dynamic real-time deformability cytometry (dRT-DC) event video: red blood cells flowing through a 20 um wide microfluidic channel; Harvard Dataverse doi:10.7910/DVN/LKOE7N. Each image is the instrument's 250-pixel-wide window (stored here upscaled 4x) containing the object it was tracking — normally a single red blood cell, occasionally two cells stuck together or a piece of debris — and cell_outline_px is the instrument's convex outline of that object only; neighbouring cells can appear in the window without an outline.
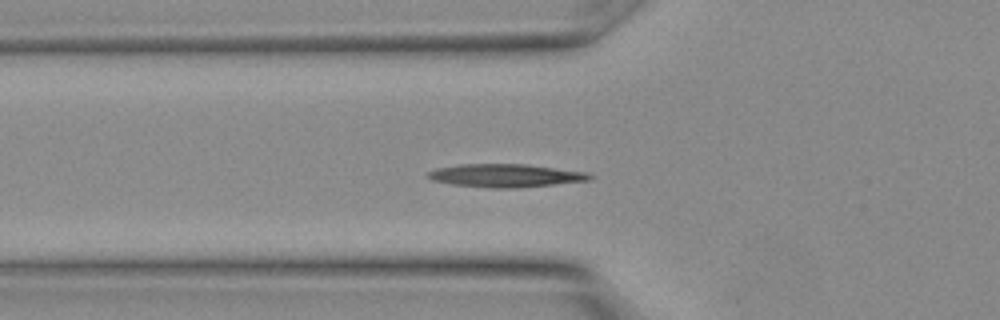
{"species": "Egyptian fruit bat (a non-hibernating species)", "species_latin": "Rousettus aegyptiacus", "temperature_condition": "warm", "stored_images_in_passage": 16, "camera_frame_rate_fps": 3000, "um_per_image_px": 0.085, "animal": {"sex": "female"}, "frame": {"image": 1, "passage_image": 10, "time_ms": 3.0, "image_size_px": [1000, 320], "cell_outline_px": [[592, 180], [552, 184], [508, 188], [492, 188], [452, 184], [432, 180], [424, 172], [436, 168], [460, 164], [524, 164], [584, 172], [592, 176]], "centroid_in_image_um": [42.88, 14.91], "position_along_channel_um": 82.9, "area_um2": 21.44}}
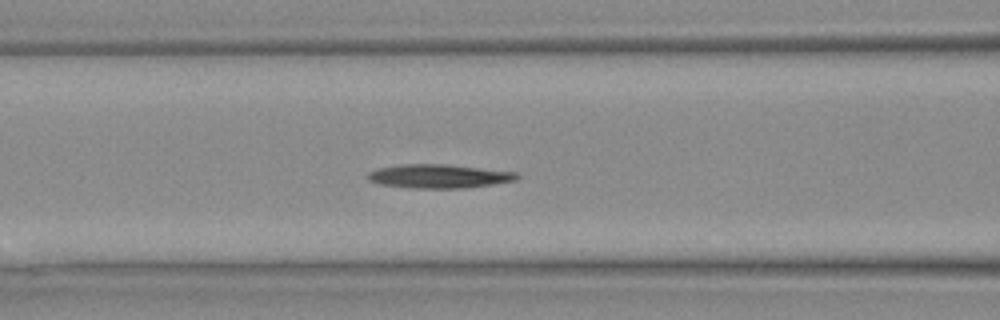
{"frame": {"image": 2, "passage_image": 12, "time_ms": 3.667, "image_size_px": [1000, 320], "cell_outline_px": [[520, 176], [516, 180], [492, 184], [464, 188], [408, 188], [380, 184], [368, 180], [368, 172], [376, 168], [400, 164], [448, 164], [516, 172]], "centroid_in_image_um": [37.27, 14.97], "position_along_channel_um": 129.3, "area_um2": 20.75}}
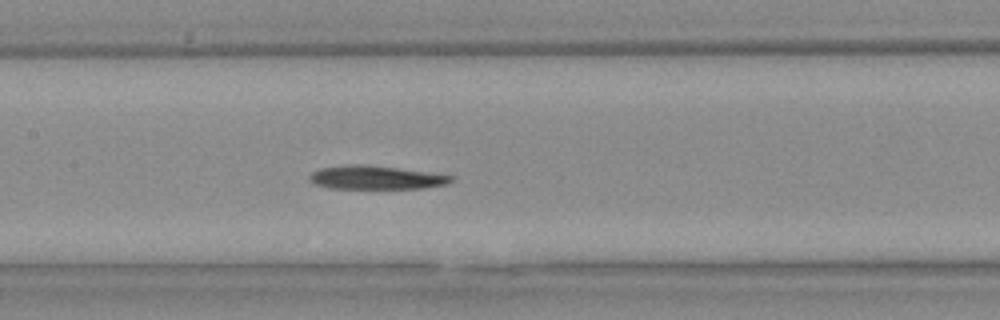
{"frame": {"image": 3, "passage_image": 14, "time_ms": 4.333, "image_size_px": [1000, 320], "cell_outline_px": [[452, 180], [444, 184], [424, 188], [328, 188], [316, 184], [308, 180], [308, 176], [312, 172], [320, 168], [348, 164], [356, 164], [396, 168], [452, 176]], "centroid_in_image_um": [31.84, 15.09], "position_along_channel_um": 175.6, "area_um2": 18.96}}